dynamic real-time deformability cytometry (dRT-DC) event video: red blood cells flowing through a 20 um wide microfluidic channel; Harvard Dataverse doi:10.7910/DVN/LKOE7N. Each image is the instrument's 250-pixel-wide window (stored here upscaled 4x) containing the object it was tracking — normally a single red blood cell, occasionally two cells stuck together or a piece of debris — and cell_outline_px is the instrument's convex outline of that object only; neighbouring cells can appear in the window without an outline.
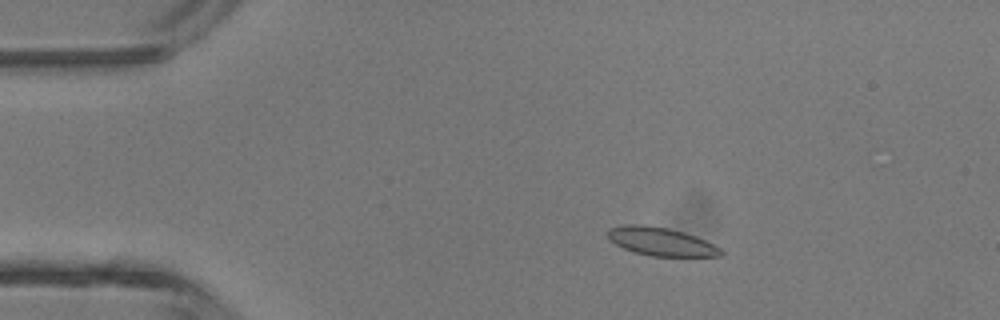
{"species": "common noctule bat (a hibernating species)", "species_latin": "Nyctalus noctula", "temperature_condition": "room temperature", "stored_images_in_passage": 5, "camera_frame_rate_fps": 3000, "um_per_image_px": 0.085, "animal": {"sex": "male", "body_mass_g": 13.3}, "frame": {"image": 1, "passage_image": 3, "time_ms": 2.0, "image_size_px": [1000, 320], "cell_outline_px": [[724, 252], [720, 256], [652, 256], [636, 252], [624, 248], [616, 244], [608, 236], [608, 228], [624, 224], [644, 224], [668, 228], [684, 232], [696, 236], [720, 248]], "centroid_in_image_um": [56.18, 20.52], "position_along_channel_um": 28.8, "area_um2": 18.5}}
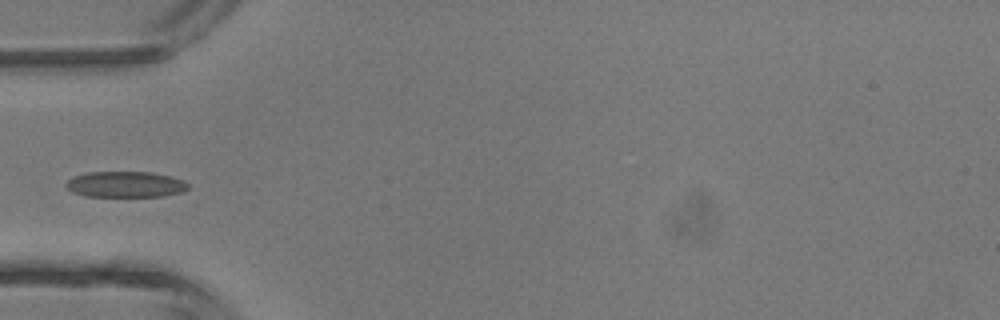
{"frame": {"image": 2, "passage_image": 5, "time_ms": 4.333, "image_size_px": [1000, 320], "cell_outline_px": [[188, 188], [180, 192], [164, 196], [84, 196], [72, 192], [64, 184], [72, 176], [88, 172], [152, 172], [172, 176], [184, 180], [188, 184]], "centroid_in_image_um": [10.65, 15.66], "position_along_channel_um": 74.4, "area_um2": 18.5}}